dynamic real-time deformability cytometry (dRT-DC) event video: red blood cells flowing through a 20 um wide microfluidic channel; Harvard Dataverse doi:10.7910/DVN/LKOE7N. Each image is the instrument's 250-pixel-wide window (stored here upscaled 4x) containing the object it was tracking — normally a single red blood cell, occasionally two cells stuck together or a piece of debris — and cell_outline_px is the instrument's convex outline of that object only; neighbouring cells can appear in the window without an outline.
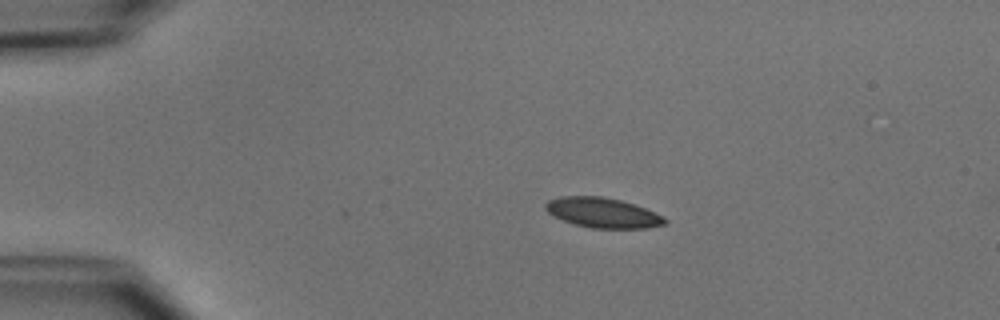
{"species": "common noctule bat (a hibernating species)", "species_latin": "Nyctalus noctula", "temperature_condition": "cold", "stored_images_in_passage": 32, "camera_frame_rate_fps": 3000, "um_per_image_px": 0.085, "animal": {"sex": "male", "body_mass_g": 15.6}, "frame": {"image": 1, "passage_image": 1, "time_ms": 0.0, "image_size_px": [1000, 320], "cell_outline_px": [[668, 224], [648, 228], [592, 228], [576, 224], [564, 220], [548, 212], [544, 208], [544, 204], [548, 200], [560, 196], [604, 196], [620, 200], [644, 208], [664, 216], [668, 220]], "centroid_in_image_um": [51.26, 18.08], "position_along_channel_um": 33.7, "area_um2": 20.81}}
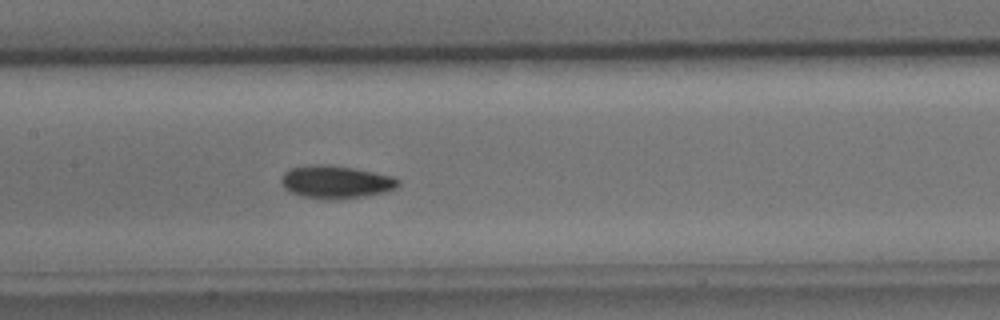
{"frame": {"image": 2, "passage_image": 16, "time_ms": 5.0, "image_size_px": [1000, 320], "cell_outline_px": [[400, 184], [396, 188], [384, 192], [364, 196], [320, 200], [300, 196], [284, 188], [280, 180], [284, 172], [292, 168], [312, 164], [332, 164], [396, 176], [400, 180]], "centroid_in_image_um": [28.56, 15.46], "position_along_channel_um": 178.8, "area_um2": 22.6}}
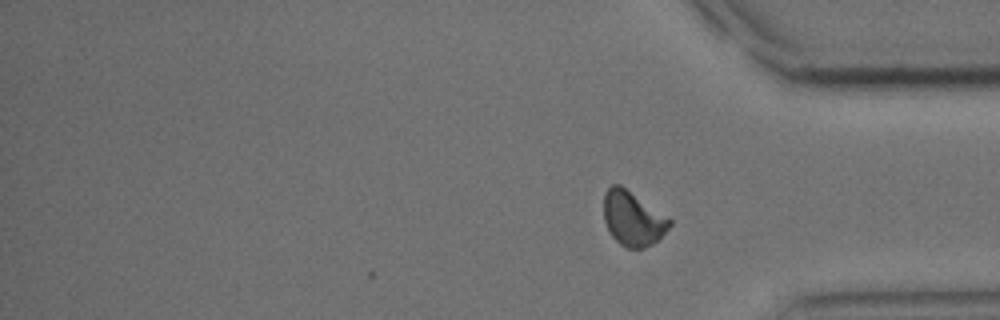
{"frame": {"image": 3, "passage_image": 32, "time_ms": 10.333, "image_size_px": [1000, 320], "cell_outline_px": [[672, 224], [652, 244], [644, 248], [628, 248], [620, 244], [612, 236], [604, 220], [604, 192], [612, 184], [620, 184], [672, 220]], "centroid_in_image_um": [53.76, 18.56], "position_along_channel_um": 381.4, "area_um2": 20.58}, "authors_computed_cell_mechanics": {"area_um2": 21.3571, "velocity_mm_per_s": 3.9041, "shape_relaxation_time_tau1_ms": 2.8551, "shape_relaxation_time_tau2_ms": 2.7463, "deformation_change_tau1": 0.0887, "deformation_change_tau2": 0.0583}}